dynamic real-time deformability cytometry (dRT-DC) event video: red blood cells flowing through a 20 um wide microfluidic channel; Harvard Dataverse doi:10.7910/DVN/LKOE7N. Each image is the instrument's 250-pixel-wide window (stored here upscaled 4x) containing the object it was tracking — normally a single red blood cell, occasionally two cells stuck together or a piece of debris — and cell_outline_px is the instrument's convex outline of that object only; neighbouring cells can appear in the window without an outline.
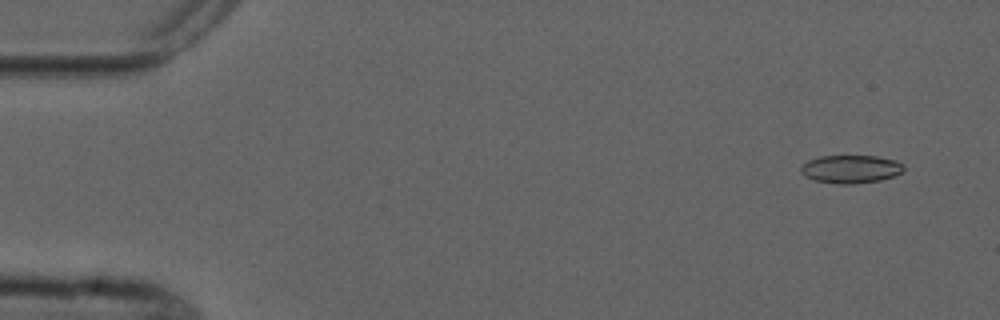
{"species": "common noctule bat (a hibernating species)", "species_latin": "Nyctalus noctula", "temperature_condition": "cold", "stored_images_in_passage": 6, "camera_frame_rate_fps": 3000, "um_per_image_px": 0.085, "animal": {"sex": "male", "forearm_length_mm": 52.5}, "frame": {"image": 1, "passage_image": 6, "time_ms": 7.0, "image_size_px": [1000, 320], "cell_outline_px": [[904, 172], [880, 180], [852, 184], [840, 184], [812, 180], [804, 176], [800, 172], [800, 168], [808, 160], [820, 156], [876, 156], [896, 160], [904, 164]], "centroid_in_image_um": [72.31, 14.37], "position_along_channel_um": 12.7, "area_um2": 16.94}}